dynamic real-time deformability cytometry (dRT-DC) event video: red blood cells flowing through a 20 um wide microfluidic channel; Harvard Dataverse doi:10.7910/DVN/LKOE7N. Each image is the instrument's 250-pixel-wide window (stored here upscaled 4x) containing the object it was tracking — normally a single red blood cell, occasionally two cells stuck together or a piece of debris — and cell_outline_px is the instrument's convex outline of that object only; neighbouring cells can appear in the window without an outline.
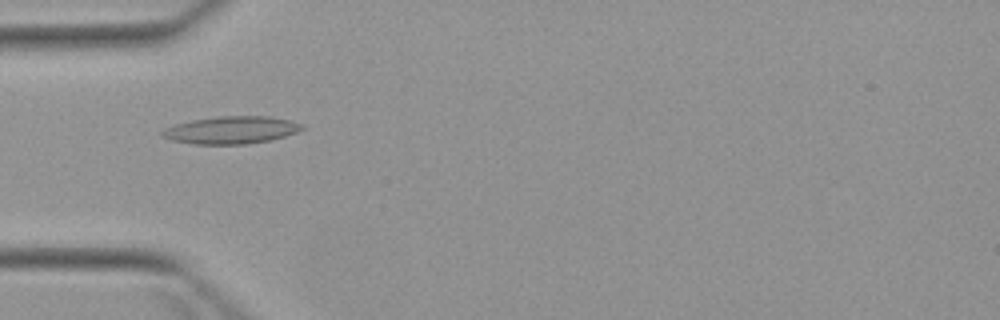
{"species": "Egyptian fruit bat (a non-hibernating species)", "species_latin": "Rousettus aegyptiacus", "temperature_condition": "warm", "stored_images_in_passage": 6, "camera_frame_rate_fps": 3000, "um_per_image_px": 0.085, "animal": {"sex": "female"}, "frame": {"image": 1, "passage_image": 6, "time_ms": 6.0, "image_size_px": [1000, 320], "cell_outline_px": [[304, 128], [296, 132], [272, 140], [244, 144], [196, 144], [172, 140], [160, 136], [160, 132], [164, 128], [176, 124], [192, 120], [216, 116], [268, 116], [288, 120], [304, 124]], "centroid_in_image_um": [19.64, 11.05], "position_along_channel_um": 65.4, "area_um2": 22.37}}